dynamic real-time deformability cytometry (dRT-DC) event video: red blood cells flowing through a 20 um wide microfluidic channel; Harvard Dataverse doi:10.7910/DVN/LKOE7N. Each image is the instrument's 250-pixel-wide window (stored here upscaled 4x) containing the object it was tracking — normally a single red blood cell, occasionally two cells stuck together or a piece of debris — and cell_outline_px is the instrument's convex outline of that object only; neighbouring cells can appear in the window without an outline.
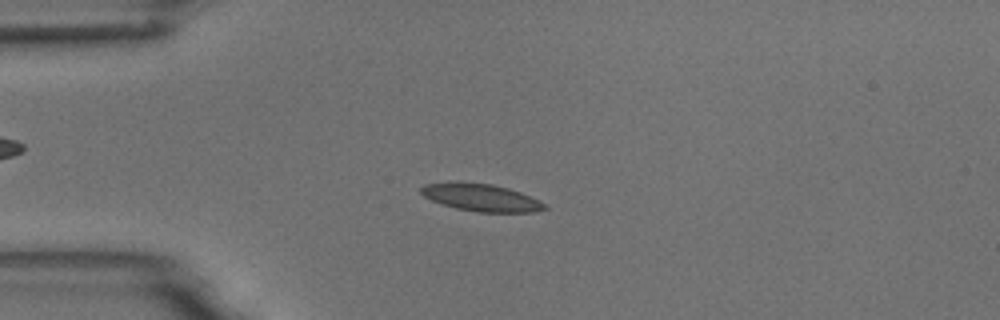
{"species": "common noctule bat (a hibernating species)", "species_latin": "Nyctalus noctula", "temperature_condition": "room temperature", "stored_images_in_passage": 55, "camera_frame_rate_fps": 3000, "um_per_image_px": 0.085, "animal": {"sex": "male", "body_mass_g": 18.8}, "frame": {"image": 1, "passage_image": 14, "time_ms": 4.333, "image_size_px": [1000, 320], "cell_outline_px": [[548, 208], [536, 212], [476, 212], [456, 208], [432, 200], [424, 196], [420, 192], [420, 188], [424, 184], [492, 184], [508, 188], [520, 192], [544, 204]], "centroid_in_image_um": [40.94, 16.83], "position_along_channel_um": 44.1, "area_um2": 18.84}}
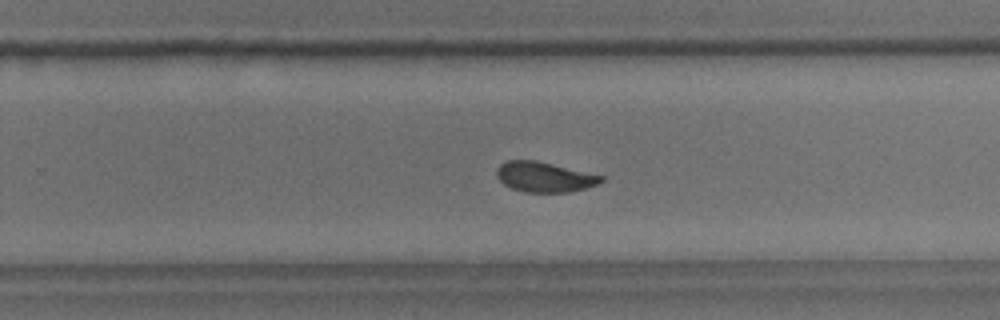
{"frame": {"image": 2, "passage_image": 35, "time_ms": 11.333, "image_size_px": [1000, 320], "cell_outline_px": [[604, 180], [596, 184], [584, 188], [568, 192], [524, 192], [512, 188], [504, 184], [496, 176], [496, 168], [500, 164], [508, 160], [536, 160], [604, 176]], "centroid_in_image_um": [46.24, 15.03], "position_along_channel_um": 283.6, "area_um2": 18.21}}
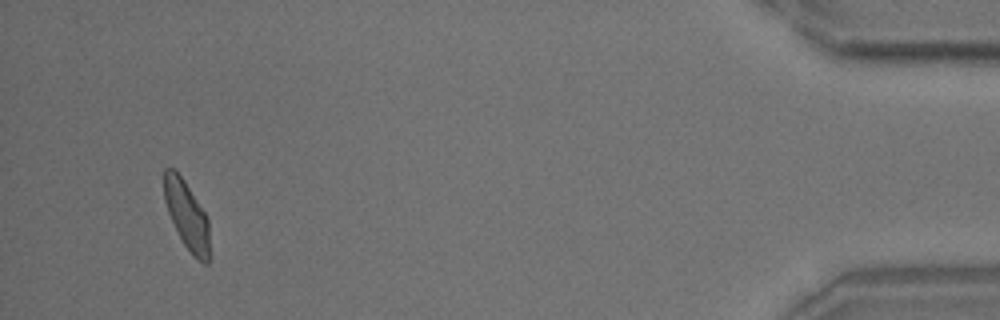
{"frame": {"image": 3, "passage_image": 52, "time_ms": 17.0, "image_size_px": [1000, 320], "cell_outline_px": [[212, 260], [208, 264], [204, 264], [196, 260], [192, 256], [184, 244], [168, 212], [164, 200], [164, 168], [172, 168], [184, 180], [208, 216]], "centroid_in_image_um": [15.95, 18.4], "position_along_channel_um": 419.2, "area_um2": 18.55}, "authors_computed_cell_mechanics": {"area_um2": 19.0162, "velocity_mm_per_s": 3.7097, "shape_relaxation_time_tau1_ms": 4.3201, "shape_relaxation_time_tau2_ms": 1.629, "deformation_change_tau1": 0.1148, "deformation_change_tau2": 0.0736}}